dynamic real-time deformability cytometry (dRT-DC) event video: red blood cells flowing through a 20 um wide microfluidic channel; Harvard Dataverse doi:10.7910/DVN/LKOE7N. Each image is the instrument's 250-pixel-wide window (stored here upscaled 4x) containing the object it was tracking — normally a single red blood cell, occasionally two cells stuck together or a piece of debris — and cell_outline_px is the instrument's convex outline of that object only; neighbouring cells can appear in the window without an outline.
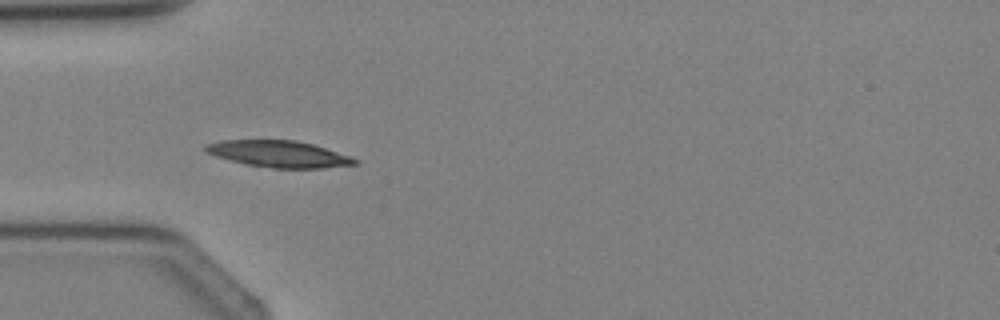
{"species": "Egyptian fruit bat (a non-hibernating species)", "species_latin": "Rousettus aegyptiacus", "temperature_condition": "cold", "stored_images_in_passage": 4, "camera_frame_rate_fps": 3000, "um_per_image_px": 0.085, "animal": {"sex": "female"}, "frame": {"image": 1, "passage_image": 3, "time_ms": 2.333, "image_size_px": [1000, 320], "cell_outline_px": [[360, 164], [324, 168], [272, 168], [248, 164], [216, 156], [204, 152], [204, 144], [220, 140], [296, 140], [312, 144], [360, 160]], "centroid_in_image_um": [23.69, 13.08], "position_along_channel_um": 61.3, "area_um2": 23.0}}
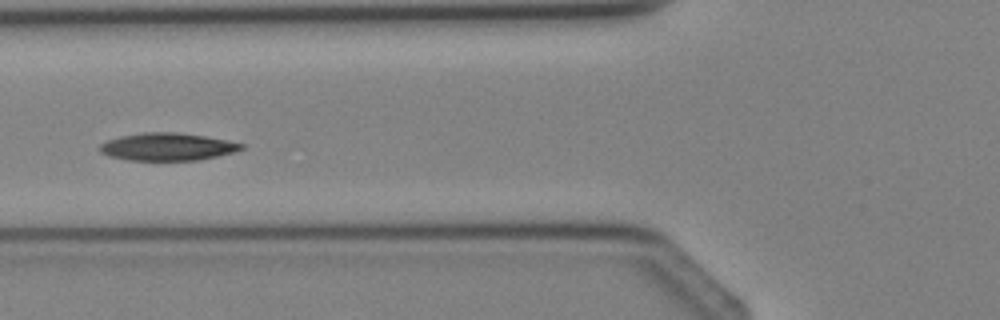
{"frame": {"image": 2, "passage_image": 4, "time_ms": 3.333, "image_size_px": [1000, 320], "cell_outline_px": [[244, 148], [236, 152], [200, 160], [128, 160], [108, 156], [100, 152], [100, 144], [108, 140], [120, 136], [144, 132], [176, 132], [204, 136], [228, 140], [244, 144]], "centroid_in_image_um": [14.25, 12.48], "position_along_channel_um": 111.5, "area_um2": 22.83}}